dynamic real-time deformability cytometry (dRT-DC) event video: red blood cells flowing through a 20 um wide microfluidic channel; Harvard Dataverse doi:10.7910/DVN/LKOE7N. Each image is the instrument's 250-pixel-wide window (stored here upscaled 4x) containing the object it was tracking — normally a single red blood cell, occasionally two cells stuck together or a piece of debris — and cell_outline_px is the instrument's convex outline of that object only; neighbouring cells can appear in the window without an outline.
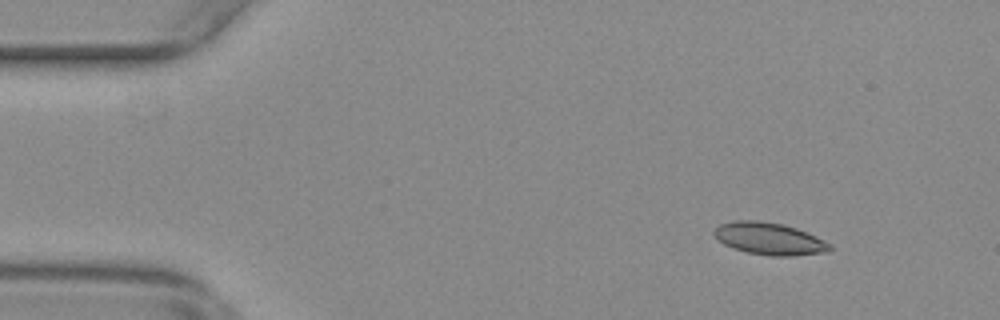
{"species": "common noctule bat (a hibernating species)", "species_latin": "Nyctalus noctula", "temperature_condition": "warm", "stored_images_in_passage": 56, "camera_frame_rate_fps": 3000, "um_per_image_px": 0.085, "animal": {"sex": "female", "body_mass_g": 29.2, "forearm_length_mm": 56.3}, "frame": {"image": 1, "passage_image": 7, "time_ms": 2.0, "image_size_px": [1000, 320], "cell_outline_px": [[832, 248], [828, 252], [792, 256], [772, 256], [748, 252], [732, 248], [724, 244], [712, 232], [720, 224], [732, 220], [760, 220], [784, 224], [796, 228], [816, 236], [832, 244]], "centroid_in_image_um": [65.41, 20.28], "position_along_channel_um": 19.6, "area_um2": 21.79}}
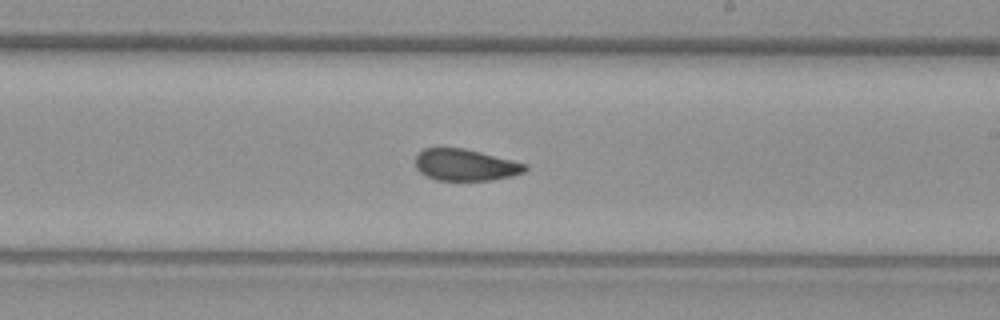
{"frame": {"image": 2, "passage_image": 33, "time_ms": 10.667, "image_size_px": [1000, 320], "cell_outline_px": [[528, 168], [524, 172], [512, 176], [492, 180], [436, 180], [420, 172], [416, 168], [416, 156], [424, 148], [464, 148], [528, 164]], "centroid_in_image_um": [39.58, 14.02], "position_along_channel_um": 249.4, "area_um2": 20.11}}
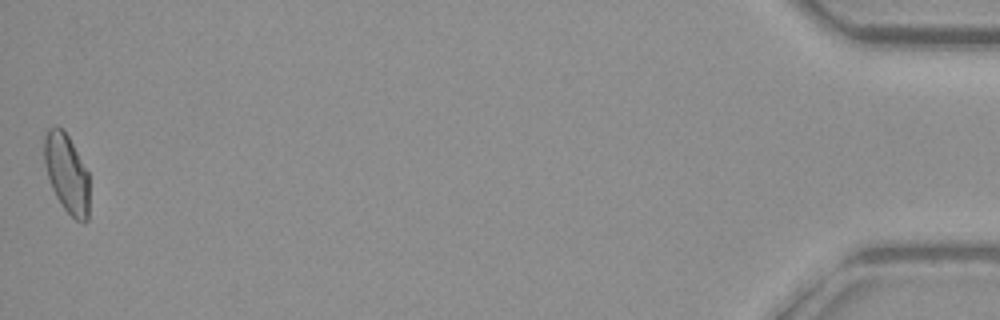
{"frame": {"image": 3, "passage_image": 56, "time_ms": 18.333, "image_size_px": [1000, 320], "cell_outline_px": [[88, 220], [84, 224], [76, 220], [64, 208], [56, 196], [52, 188], [44, 164], [44, 136], [48, 128], [64, 128], [88, 172]], "centroid_in_image_um": [5.67, 14.74], "position_along_channel_um": 429.5, "area_um2": 20.58}, "authors_computed_cell_mechanics": {"area_um2": 21.1837, "velocity_mm_per_s": 3.6903, "shape_relaxation_time_tau1_ms": null, "shape_relaxation_time_tau2_ms": 3.2028, "deformation_change_tau1": null, "deformation_change_tau2": 0.0878}}